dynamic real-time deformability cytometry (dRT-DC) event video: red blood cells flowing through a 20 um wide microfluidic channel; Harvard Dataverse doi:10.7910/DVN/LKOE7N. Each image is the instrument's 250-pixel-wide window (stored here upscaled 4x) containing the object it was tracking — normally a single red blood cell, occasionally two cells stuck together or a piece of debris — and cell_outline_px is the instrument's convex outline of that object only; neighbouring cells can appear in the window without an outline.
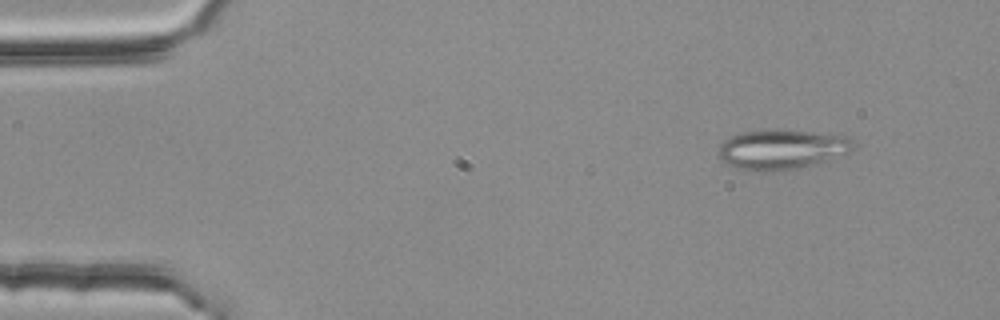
{"species": "common noctule bat (a hibernating species)", "species_latin": "Nyctalus noctula", "temperature_condition": "room temperature", "stored_images_in_passage": 5, "segment_of_instrument_passage": [2, 2], "camera_frame_rate_fps": 3000, "um_per_image_px": 0.085, "animal": {"sex": "female", "body_mass_g": 25.1}, "frame": {"image": 1, "passage_image": 5, "time_ms": 1.333, "image_size_px": [1000, 320], "cell_outline_px": [[852, 148], [848, 152], [824, 160], [796, 168], [736, 168], [720, 160], [720, 144], [724, 140], [740, 132], [776, 128], [848, 136], [852, 140]], "centroid_in_image_um": [66.42, 12.62], "position_along_channel_um": 18.6, "area_um2": 30.06}}